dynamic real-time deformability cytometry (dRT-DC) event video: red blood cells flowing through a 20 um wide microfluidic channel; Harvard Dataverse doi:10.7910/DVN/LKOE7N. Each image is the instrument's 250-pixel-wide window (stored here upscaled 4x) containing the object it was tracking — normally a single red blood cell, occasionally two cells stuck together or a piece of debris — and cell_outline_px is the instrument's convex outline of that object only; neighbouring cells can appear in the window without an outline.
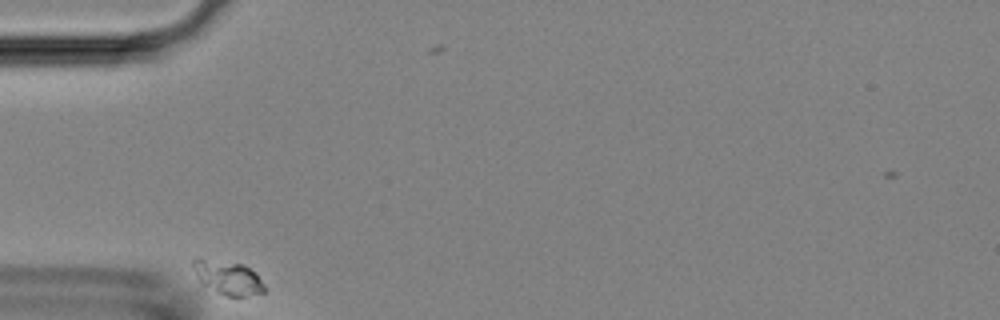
{"species": "Egyptian fruit bat (a non-hibernating species)", "species_latin": "Rousettus aegyptiacus", "temperature_condition": "room temperature", "stored_images_in_passage": 4, "camera_frame_rate_fps": 3000, "um_per_image_px": 0.085, "animal": {"sex": "female"}, "frame": {"image": 1, "passage_image": 1, "time_ms": 0.0, "image_size_px": [1000, 320], "cell_outline_px": [[264, 292], [244, 296], [228, 296], [204, 284], [200, 280], [192, 268], [192, 260], [204, 260], [244, 264], [256, 272], [264, 284]], "centroid_in_image_um": [19.43, 23.6], "position_along_channel_um": 65.6, "area_um2": 13.41}}